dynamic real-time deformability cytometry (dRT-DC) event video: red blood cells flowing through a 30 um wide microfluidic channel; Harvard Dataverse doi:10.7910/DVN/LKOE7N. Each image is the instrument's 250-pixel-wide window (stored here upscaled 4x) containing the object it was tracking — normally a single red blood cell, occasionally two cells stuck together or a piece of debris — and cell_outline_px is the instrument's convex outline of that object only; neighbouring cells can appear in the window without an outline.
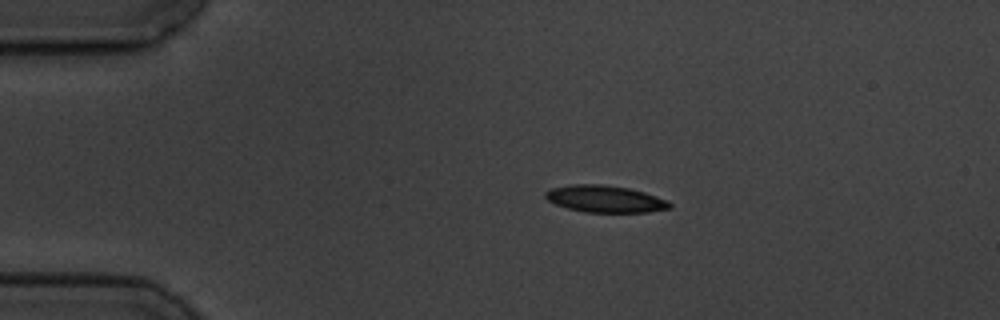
{"species": "common noctule bat (a hibernating species)", "species_latin": "Nyctalus noctula", "temperature_condition": "cold", "stored_images_in_passage": 14, "camera_frame_rate_fps": 3000, "um_per_image_px": 0.085, "animal": {"sex": "male", "body_mass_g": 19.5, "forearm_length_mm": 54.6}, "frame": {"image": 1, "passage_image": 2, "time_ms": 2.0, "image_size_px": [1000, 320], "cell_outline_px": [[672, 208], [648, 212], [584, 212], [568, 208], [556, 204], [548, 200], [544, 196], [544, 192], [552, 188], [572, 184], [604, 184], [628, 188], [644, 192], [668, 200], [672, 204]], "centroid_in_image_um": [51.45, 16.9], "position_along_channel_um": 33.6, "area_um2": 19.54}}
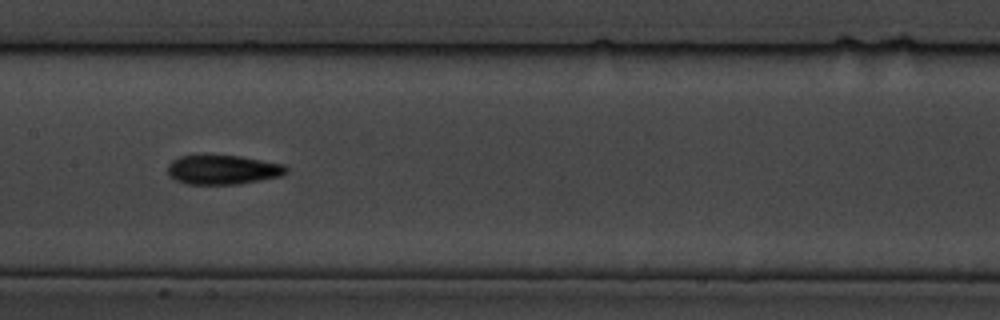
{"frame": {"image": 2, "passage_image": 7, "time_ms": 7.667, "image_size_px": [1000, 320], "cell_outline_px": [[288, 172], [280, 176], [260, 180], [236, 184], [188, 184], [176, 180], [168, 176], [168, 164], [172, 160], [180, 156], [240, 156], [284, 164], [288, 168]], "centroid_in_image_um": [18.94, 14.43], "position_along_channel_um": 188.5, "area_um2": 20.11}}
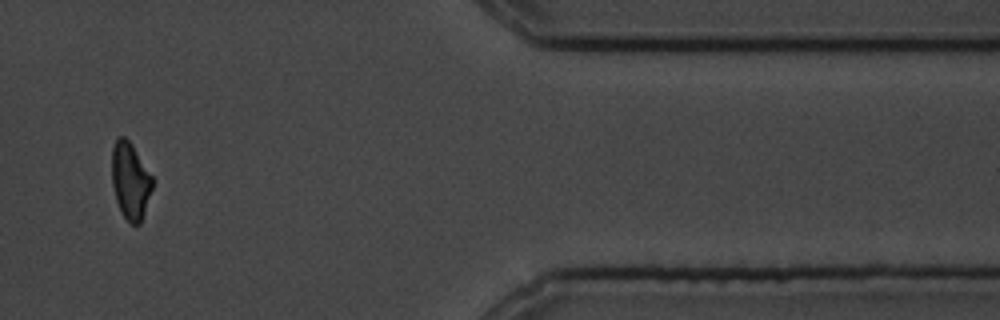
{"frame": {"image": 3, "passage_image": 12, "time_ms": 14.667, "image_size_px": [1000, 320], "cell_outline_px": [[152, 188], [140, 224], [132, 224], [124, 216], [116, 200], [112, 184], [112, 148], [116, 140], [120, 136], [124, 136], [132, 144], [152, 176]], "centroid_in_image_um": [11.07, 15.34], "position_along_channel_um": 400.3, "area_um2": 17.8}, "authors_computed_cell_mechanics": {"area_um2": 19.5942, "velocity_mm_per_s": 3.5343, "shape_relaxation_time_tau1_ms": 2.897, "shape_relaxation_time_tau2_ms": 2.3652, "deformation_change_tau1": 0.1214, "deformation_change_tau2": 0.0935}}